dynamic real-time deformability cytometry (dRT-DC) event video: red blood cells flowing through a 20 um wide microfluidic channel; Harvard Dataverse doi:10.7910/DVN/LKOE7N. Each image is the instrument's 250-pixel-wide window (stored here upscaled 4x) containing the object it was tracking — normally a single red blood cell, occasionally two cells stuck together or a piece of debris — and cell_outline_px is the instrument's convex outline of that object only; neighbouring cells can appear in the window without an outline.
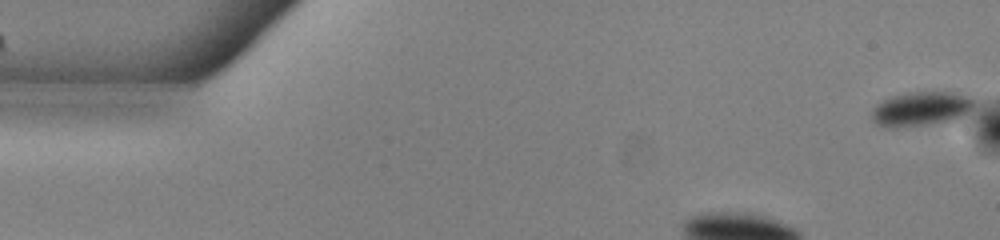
{"species": "common noctule bat (a hibernating species)", "species_latin": "Nyctalus noctula", "temperature_condition": "warm", "stored_images_in_passage": 35, "camera_frame_rate_fps": 3000, "um_per_image_px": 0.085, "animal": {"sex": "male", "body_mass_g": 13.0, "forearm_length_mm": 53.1}, "frame": {"image": 1, "passage_image": 1, "time_ms": 0.0, "image_size_px": [1000, 240], "cell_outline_px": [[976, 104], [964, 116], [956, 120], [928, 124], [896, 128], [888, 128], [876, 124], [872, 120], [872, 108], [876, 104], [892, 96], [908, 92], [968, 92], [976, 100]], "centroid_in_image_um": [78.36, 9.24], "position_along_channel_um": 6.6, "area_um2": 21.1}}
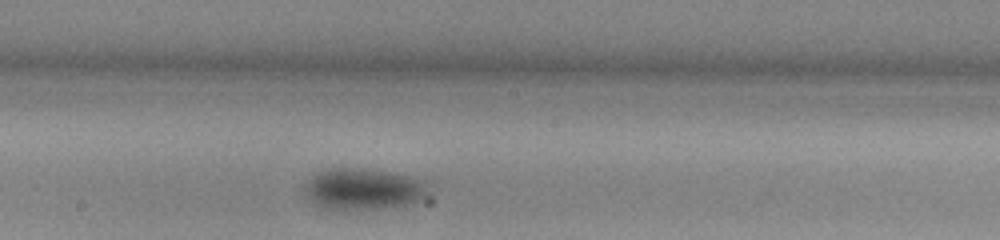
{"frame": {"image": 2, "passage_image": 22, "time_ms": 7.0, "image_size_px": [1000, 240], "cell_outline_px": [[428, 192], [420, 200], [412, 204], [348, 212], [324, 208], [316, 204], [304, 192], [304, 184], [308, 180], [320, 172], [332, 168], [364, 168], [388, 172], [408, 176], [424, 180], [428, 184]], "centroid_in_image_um": [30.89, 16.1], "position_along_channel_um": 217.3, "area_um2": 30.11}}
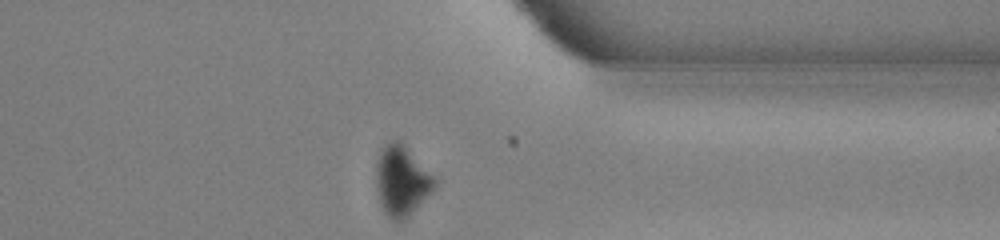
{"frame": {"image": 3, "passage_image": 35, "time_ms": 11.333, "image_size_px": [1000, 240], "cell_outline_px": [[440, 180], [436, 188], [408, 216], [400, 220], [392, 220], [384, 212], [380, 204], [376, 188], [376, 160], [380, 148], [384, 144], [392, 140], [400, 140]], "centroid_in_image_um": [34.16, 15.32], "position_along_channel_um": 377.2, "area_um2": 24.45}, "authors_computed_cell_mechanics": {"area_um2": 28.4376, "velocity_mm_per_s": 3.8658, "shape_relaxation_time_tau1_ms": 2.6355, "shape_relaxation_time_tau2_ms": 7.2826, "deformation_change_tau1": 0.0882, "deformation_change_tau2": 0.0695}}